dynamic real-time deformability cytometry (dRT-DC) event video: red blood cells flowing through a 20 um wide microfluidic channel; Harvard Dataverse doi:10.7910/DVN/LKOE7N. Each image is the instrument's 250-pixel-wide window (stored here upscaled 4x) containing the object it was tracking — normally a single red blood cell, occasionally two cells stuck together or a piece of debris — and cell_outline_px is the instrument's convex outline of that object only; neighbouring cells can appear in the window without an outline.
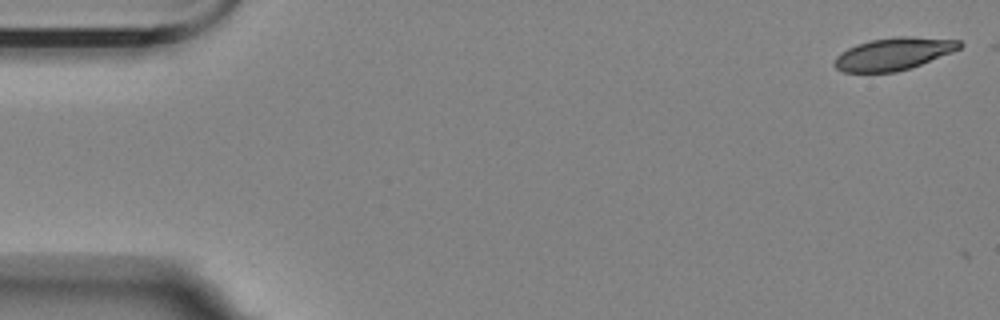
{"species": "Egyptian fruit bat (a non-hibernating species)", "species_latin": "Rousettus aegyptiacus", "temperature_condition": "room temperature", "stored_images_in_passage": 6, "camera_frame_rate_fps": 3000, "um_per_image_px": 0.085, "animal": {"sex": "female"}, "frame": {"image": 1, "passage_image": 1, "time_ms": 0.0, "image_size_px": [1000, 320], "cell_outline_px": [[964, 44], [960, 48], [952, 52], [920, 64], [896, 72], [844, 72], [836, 68], [832, 64], [836, 56], [840, 52], [856, 44], [872, 40], [900, 36], [908, 36], [960, 40]], "centroid_in_image_um": [75.93, 4.57], "position_along_channel_um": 9.1, "area_um2": 23.47}}
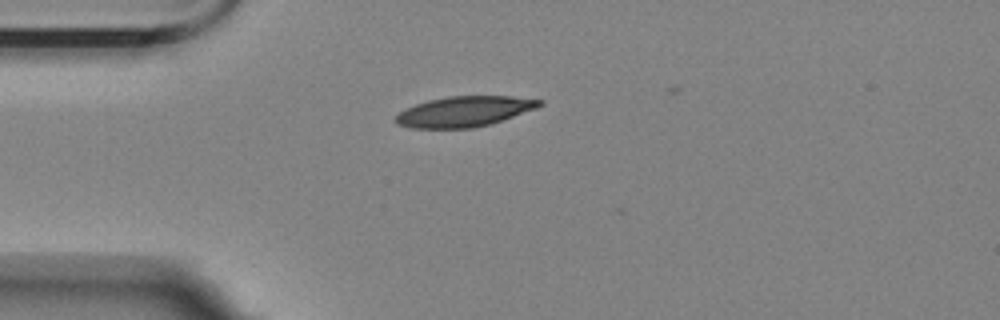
{"frame": {"image": 2, "passage_image": 5, "time_ms": 4.333, "image_size_px": [1000, 320], "cell_outline_px": [[544, 104], [536, 108], [488, 124], [472, 128], [412, 128], [396, 124], [392, 120], [400, 112], [416, 104], [428, 100], [448, 96], [512, 96], [544, 100]], "centroid_in_image_um": [39.44, 9.47], "position_along_channel_um": 45.6, "area_um2": 25.26}}
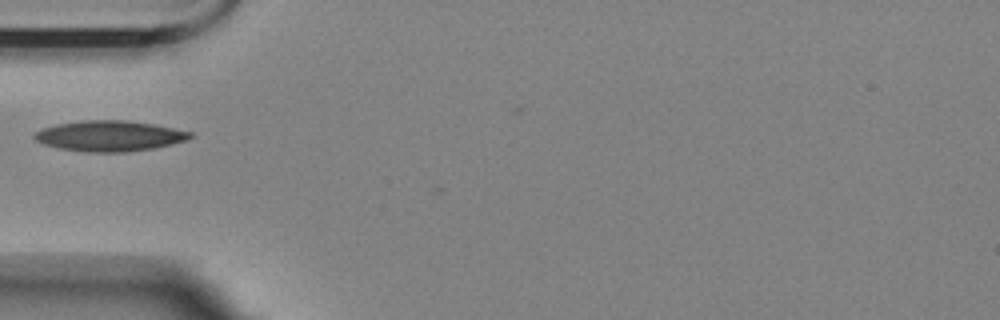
{"frame": {"image": 3, "passage_image": 6, "time_ms": 5.667, "image_size_px": [1000, 320], "cell_outline_px": [[192, 136], [188, 140], [172, 144], [152, 148], [124, 152], [88, 152], [60, 148], [44, 144], [36, 140], [32, 136], [40, 128], [56, 124], [80, 120], [128, 120], [152, 124], [192, 132]], "centroid_in_image_um": [9.28, 11.54], "position_along_channel_um": 75.7, "area_um2": 27.69}}